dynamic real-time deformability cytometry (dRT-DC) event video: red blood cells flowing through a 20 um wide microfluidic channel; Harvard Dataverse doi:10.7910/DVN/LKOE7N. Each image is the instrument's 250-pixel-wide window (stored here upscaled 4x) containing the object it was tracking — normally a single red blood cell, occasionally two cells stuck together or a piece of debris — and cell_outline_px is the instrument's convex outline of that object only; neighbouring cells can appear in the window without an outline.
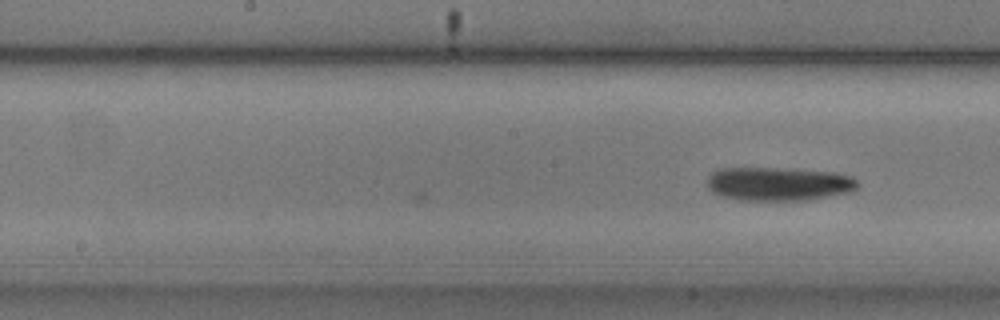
{"species": "common noctule bat (a hibernating species)", "species_latin": "Nyctalus noctula", "temperature_condition": "cold", "stored_images_in_passage": 25, "camera_frame_rate_fps": 3000, "um_per_image_px": 0.085, "animal": {"sex": "male", "body_mass_g": 20.5, "forearm_length_mm": 52.5}, "frame": {"image": 1, "passage_image": 25, "time_ms": 8.0, "image_size_px": [1000, 320], "cell_outline_px": [[860, 184], [856, 188], [848, 192], [804, 200], [740, 200], [724, 196], [712, 192], [708, 188], [708, 176], [712, 172], [720, 168], [792, 168], [832, 172], [848, 176], [856, 180]], "centroid_in_image_um": [66.14, 15.61], "position_along_channel_um": 182.1, "area_um2": 29.3}}